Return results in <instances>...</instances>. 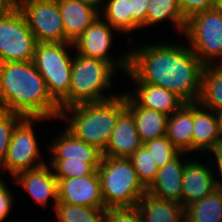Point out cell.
<instances>
[{"label": "cell", "mask_w": 222, "mask_h": 222, "mask_svg": "<svg viewBox=\"0 0 222 222\" xmlns=\"http://www.w3.org/2000/svg\"><path fill=\"white\" fill-rule=\"evenodd\" d=\"M154 42L128 48L127 77L133 83L163 87L185 103L198 102L205 65L186 43Z\"/></svg>", "instance_id": "obj_1"}, {"label": "cell", "mask_w": 222, "mask_h": 222, "mask_svg": "<svg viewBox=\"0 0 222 222\" xmlns=\"http://www.w3.org/2000/svg\"><path fill=\"white\" fill-rule=\"evenodd\" d=\"M0 109L27 118L56 120L61 113L32 61L0 63Z\"/></svg>", "instance_id": "obj_2"}, {"label": "cell", "mask_w": 222, "mask_h": 222, "mask_svg": "<svg viewBox=\"0 0 222 222\" xmlns=\"http://www.w3.org/2000/svg\"><path fill=\"white\" fill-rule=\"evenodd\" d=\"M126 109V93L102 102L76 104L61 110L59 119L76 138L102 153L107 147L119 115Z\"/></svg>", "instance_id": "obj_3"}, {"label": "cell", "mask_w": 222, "mask_h": 222, "mask_svg": "<svg viewBox=\"0 0 222 222\" xmlns=\"http://www.w3.org/2000/svg\"><path fill=\"white\" fill-rule=\"evenodd\" d=\"M97 172L106 208L136 207L147 192L129 158L102 156Z\"/></svg>", "instance_id": "obj_4"}, {"label": "cell", "mask_w": 222, "mask_h": 222, "mask_svg": "<svg viewBox=\"0 0 222 222\" xmlns=\"http://www.w3.org/2000/svg\"><path fill=\"white\" fill-rule=\"evenodd\" d=\"M117 70L108 62L74 53L71 85L69 89V107L92 102L110 100L120 93L106 95L105 90L112 86Z\"/></svg>", "instance_id": "obj_5"}, {"label": "cell", "mask_w": 222, "mask_h": 222, "mask_svg": "<svg viewBox=\"0 0 222 222\" xmlns=\"http://www.w3.org/2000/svg\"><path fill=\"white\" fill-rule=\"evenodd\" d=\"M73 49L71 42L37 43L32 60L45 80L50 95L60 105V110L69 107L73 63V56L69 52Z\"/></svg>", "instance_id": "obj_6"}, {"label": "cell", "mask_w": 222, "mask_h": 222, "mask_svg": "<svg viewBox=\"0 0 222 222\" xmlns=\"http://www.w3.org/2000/svg\"><path fill=\"white\" fill-rule=\"evenodd\" d=\"M184 35L205 66L222 63V9L218 5L187 19Z\"/></svg>", "instance_id": "obj_7"}, {"label": "cell", "mask_w": 222, "mask_h": 222, "mask_svg": "<svg viewBox=\"0 0 222 222\" xmlns=\"http://www.w3.org/2000/svg\"><path fill=\"white\" fill-rule=\"evenodd\" d=\"M45 120L49 119L24 117L14 128L7 155L3 161L4 171H7L12 178L22 171L35 169L46 164L42 161L37 133L34 130L35 123Z\"/></svg>", "instance_id": "obj_8"}, {"label": "cell", "mask_w": 222, "mask_h": 222, "mask_svg": "<svg viewBox=\"0 0 222 222\" xmlns=\"http://www.w3.org/2000/svg\"><path fill=\"white\" fill-rule=\"evenodd\" d=\"M37 41L17 8L0 19V63L31 62Z\"/></svg>", "instance_id": "obj_9"}, {"label": "cell", "mask_w": 222, "mask_h": 222, "mask_svg": "<svg viewBox=\"0 0 222 222\" xmlns=\"http://www.w3.org/2000/svg\"><path fill=\"white\" fill-rule=\"evenodd\" d=\"M37 43L69 42L65 38L58 0H18Z\"/></svg>", "instance_id": "obj_10"}, {"label": "cell", "mask_w": 222, "mask_h": 222, "mask_svg": "<svg viewBox=\"0 0 222 222\" xmlns=\"http://www.w3.org/2000/svg\"><path fill=\"white\" fill-rule=\"evenodd\" d=\"M115 30L101 16L83 32V34L73 42L76 53L92 57L110 63L117 71L120 69L125 74L129 69V51L112 57L111 47L114 43Z\"/></svg>", "instance_id": "obj_11"}, {"label": "cell", "mask_w": 222, "mask_h": 222, "mask_svg": "<svg viewBox=\"0 0 222 222\" xmlns=\"http://www.w3.org/2000/svg\"><path fill=\"white\" fill-rule=\"evenodd\" d=\"M58 202L85 207L106 208L97 170L92 175L57 179Z\"/></svg>", "instance_id": "obj_12"}, {"label": "cell", "mask_w": 222, "mask_h": 222, "mask_svg": "<svg viewBox=\"0 0 222 222\" xmlns=\"http://www.w3.org/2000/svg\"><path fill=\"white\" fill-rule=\"evenodd\" d=\"M195 157L192 156V159L184 166L182 179L183 208L199 201L218 188L214 179L215 172L211 169L212 165L209 164L210 166H208L207 164L209 159L205 162V159L198 161L195 160Z\"/></svg>", "instance_id": "obj_13"}, {"label": "cell", "mask_w": 222, "mask_h": 222, "mask_svg": "<svg viewBox=\"0 0 222 222\" xmlns=\"http://www.w3.org/2000/svg\"><path fill=\"white\" fill-rule=\"evenodd\" d=\"M13 179L15 184L20 185L42 207H47L48 201L53 199L52 207L55 209L58 203V181L48 163L22 171Z\"/></svg>", "instance_id": "obj_14"}, {"label": "cell", "mask_w": 222, "mask_h": 222, "mask_svg": "<svg viewBox=\"0 0 222 222\" xmlns=\"http://www.w3.org/2000/svg\"><path fill=\"white\" fill-rule=\"evenodd\" d=\"M193 121V155L195 154L197 159L199 157L202 159L201 155L206 152L209 154L222 144L219 118L212 109L205 108L199 102H194Z\"/></svg>", "instance_id": "obj_15"}, {"label": "cell", "mask_w": 222, "mask_h": 222, "mask_svg": "<svg viewBox=\"0 0 222 222\" xmlns=\"http://www.w3.org/2000/svg\"><path fill=\"white\" fill-rule=\"evenodd\" d=\"M142 145L134 117L125 109L118 117L102 156L130 158Z\"/></svg>", "instance_id": "obj_16"}, {"label": "cell", "mask_w": 222, "mask_h": 222, "mask_svg": "<svg viewBox=\"0 0 222 222\" xmlns=\"http://www.w3.org/2000/svg\"><path fill=\"white\" fill-rule=\"evenodd\" d=\"M187 153H180L171 162L158 169L155 181L147 189L156 197L172 200L182 205V179L185 164L191 159Z\"/></svg>", "instance_id": "obj_17"}, {"label": "cell", "mask_w": 222, "mask_h": 222, "mask_svg": "<svg viewBox=\"0 0 222 222\" xmlns=\"http://www.w3.org/2000/svg\"><path fill=\"white\" fill-rule=\"evenodd\" d=\"M49 150L50 160H82L86 163H100L102 152L95 146L76 138L66 128L53 137Z\"/></svg>", "instance_id": "obj_18"}, {"label": "cell", "mask_w": 222, "mask_h": 222, "mask_svg": "<svg viewBox=\"0 0 222 222\" xmlns=\"http://www.w3.org/2000/svg\"><path fill=\"white\" fill-rule=\"evenodd\" d=\"M134 92L124 91L138 106L170 116L185 102L175 93L149 83H134Z\"/></svg>", "instance_id": "obj_19"}, {"label": "cell", "mask_w": 222, "mask_h": 222, "mask_svg": "<svg viewBox=\"0 0 222 222\" xmlns=\"http://www.w3.org/2000/svg\"><path fill=\"white\" fill-rule=\"evenodd\" d=\"M65 38L73 43L100 16L82 0H58Z\"/></svg>", "instance_id": "obj_20"}, {"label": "cell", "mask_w": 222, "mask_h": 222, "mask_svg": "<svg viewBox=\"0 0 222 222\" xmlns=\"http://www.w3.org/2000/svg\"><path fill=\"white\" fill-rule=\"evenodd\" d=\"M193 124V103H184L168 117L166 127L165 136L181 153L188 155L193 154Z\"/></svg>", "instance_id": "obj_21"}, {"label": "cell", "mask_w": 222, "mask_h": 222, "mask_svg": "<svg viewBox=\"0 0 222 222\" xmlns=\"http://www.w3.org/2000/svg\"><path fill=\"white\" fill-rule=\"evenodd\" d=\"M136 207L142 222H185L184 208L180 203L148 192L139 199Z\"/></svg>", "instance_id": "obj_22"}, {"label": "cell", "mask_w": 222, "mask_h": 222, "mask_svg": "<svg viewBox=\"0 0 222 222\" xmlns=\"http://www.w3.org/2000/svg\"><path fill=\"white\" fill-rule=\"evenodd\" d=\"M126 109L133 115L143 143L166 135L169 116L165 113L138 106L127 94Z\"/></svg>", "instance_id": "obj_23"}, {"label": "cell", "mask_w": 222, "mask_h": 222, "mask_svg": "<svg viewBox=\"0 0 222 222\" xmlns=\"http://www.w3.org/2000/svg\"><path fill=\"white\" fill-rule=\"evenodd\" d=\"M169 19V20H168ZM170 21L180 34L186 29L187 19L183 15L178 0H149L146 11V28Z\"/></svg>", "instance_id": "obj_24"}, {"label": "cell", "mask_w": 222, "mask_h": 222, "mask_svg": "<svg viewBox=\"0 0 222 222\" xmlns=\"http://www.w3.org/2000/svg\"><path fill=\"white\" fill-rule=\"evenodd\" d=\"M198 102L216 113L222 111V63L205 66Z\"/></svg>", "instance_id": "obj_25"}, {"label": "cell", "mask_w": 222, "mask_h": 222, "mask_svg": "<svg viewBox=\"0 0 222 222\" xmlns=\"http://www.w3.org/2000/svg\"><path fill=\"white\" fill-rule=\"evenodd\" d=\"M185 222H222V189L184 208Z\"/></svg>", "instance_id": "obj_26"}, {"label": "cell", "mask_w": 222, "mask_h": 222, "mask_svg": "<svg viewBox=\"0 0 222 222\" xmlns=\"http://www.w3.org/2000/svg\"><path fill=\"white\" fill-rule=\"evenodd\" d=\"M99 14L119 33H132L130 0H108Z\"/></svg>", "instance_id": "obj_27"}, {"label": "cell", "mask_w": 222, "mask_h": 222, "mask_svg": "<svg viewBox=\"0 0 222 222\" xmlns=\"http://www.w3.org/2000/svg\"><path fill=\"white\" fill-rule=\"evenodd\" d=\"M105 209L58 202L54 211L56 222H103Z\"/></svg>", "instance_id": "obj_28"}, {"label": "cell", "mask_w": 222, "mask_h": 222, "mask_svg": "<svg viewBox=\"0 0 222 222\" xmlns=\"http://www.w3.org/2000/svg\"><path fill=\"white\" fill-rule=\"evenodd\" d=\"M50 166L56 179H68L92 175L100 163H86L82 160H51Z\"/></svg>", "instance_id": "obj_29"}, {"label": "cell", "mask_w": 222, "mask_h": 222, "mask_svg": "<svg viewBox=\"0 0 222 222\" xmlns=\"http://www.w3.org/2000/svg\"><path fill=\"white\" fill-rule=\"evenodd\" d=\"M142 185L148 189L155 181L158 166L148 149L142 145L130 158Z\"/></svg>", "instance_id": "obj_30"}, {"label": "cell", "mask_w": 222, "mask_h": 222, "mask_svg": "<svg viewBox=\"0 0 222 222\" xmlns=\"http://www.w3.org/2000/svg\"><path fill=\"white\" fill-rule=\"evenodd\" d=\"M143 145L150 152L158 168L171 162L181 153L166 136L146 141Z\"/></svg>", "instance_id": "obj_31"}, {"label": "cell", "mask_w": 222, "mask_h": 222, "mask_svg": "<svg viewBox=\"0 0 222 222\" xmlns=\"http://www.w3.org/2000/svg\"><path fill=\"white\" fill-rule=\"evenodd\" d=\"M23 118L17 113L0 109V160L6 158L12 132Z\"/></svg>", "instance_id": "obj_32"}, {"label": "cell", "mask_w": 222, "mask_h": 222, "mask_svg": "<svg viewBox=\"0 0 222 222\" xmlns=\"http://www.w3.org/2000/svg\"><path fill=\"white\" fill-rule=\"evenodd\" d=\"M103 222H142L137 207L106 208Z\"/></svg>", "instance_id": "obj_33"}, {"label": "cell", "mask_w": 222, "mask_h": 222, "mask_svg": "<svg viewBox=\"0 0 222 222\" xmlns=\"http://www.w3.org/2000/svg\"><path fill=\"white\" fill-rule=\"evenodd\" d=\"M179 7L186 19L196 13L211 9L218 5L216 0H178Z\"/></svg>", "instance_id": "obj_34"}, {"label": "cell", "mask_w": 222, "mask_h": 222, "mask_svg": "<svg viewBox=\"0 0 222 222\" xmlns=\"http://www.w3.org/2000/svg\"><path fill=\"white\" fill-rule=\"evenodd\" d=\"M149 0H130L132 33L146 28V11Z\"/></svg>", "instance_id": "obj_35"}, {"label": "cell", "mask_w": 222, "mask_h": 222, "mask_svg": "<svg viewBox=\"0 0 222 222\" xmlns=\"http://www.w3.org/2000/svg\"><path fill=\"white\" fill-rule=\"evenodd\" d=\"M13 198L8 184L5 181H0V222H5V218L9 217L11 207L15 202Z\"/></svg>", "instance_id": "obj_36"}, {"label": "cell", "mask_w": 222, "mask_h": 222, "mask_svg": "<svg viewBox=\"0 0 222 222\" xmlns=\"http://www.w3.org/2000/svg\"><path fill=\"white\" fill-rule=\"evenodd\" d=\"M208 155H210L212 157H209ZM202 157L203 158L207 157V158H209L210 161L212 159V161L214 162V164H212V166H213L212 168L215 172L217 170L216 174L218 173L217 175L214 174V176H215L214 179H215L217 187L222 188V144L219 147H217L215 150L211 151L210 154H206Z\"/></svg>", "instance_id": "obj_37"}, {"label": "cell", "mask_w": 222, "mask_h": 222, "mask_svg": "<svg viewBox=\"0 0 222 222\" xmlns=\"http://www.w3.org/2000/svg\"><path fill=\"white\" fill-rule=\"evenodd\" d=\"M18 8V0H0V19Z\"/></svg>", "instance_id": "obj_38"}, {"label": "cell", "mask_w": 222, "mask_h": 222, "mask_svg": "<svg viewBox=\"0 0 222 222\" xmlns=\"http://www.w3.org/2000/svg\"><path fill=\"white\" fill-rule=\"evenodd\" d=\"M84 3L93 7L99 13L103 10L108 0H82Z\"/></svg>", "instance_id": "obj_39"}, {"label": "cell", "mask_w": 222, "mask_h": 222, "mask_svg": "<svg viewBox=\"0 0 222 222\" xmlns=\"http://www.w3.org/2000/svg\"><path fill=\"white\" fill-rule=\"evenodd\" d=\"M217 114H218V118H219L220 134H221V139H222V111Z\"/></svg>", "instance_id": "obj_40"}, {"label": "cell", "mask_w": 222, "mask_h": 222, "mask_svg": "<svg viewBox=\"0 0 222 222\" xmlns=\"http://www.w3.org/2000/svg\"><path fill=\"white\" fill-rule=\"evenodd\" d=\"M2 171V172H1ZM5 172L4 171V168H3V161L0 160V176H2V173ZM3 178L0 177V181H5L4 179L2 180Z\"/></svg>", "instance_id": "obj_41"}, {"label": "cell", "mask_w": 222, "mask_h": 222, "mask_svg": "<svg viewBox=\"0 0 222 222\" xmlns=\"http://www.w3.org/2000/svg\"><path fill=\"white\" fill-rule=\"evenodd\" d=\"M32 220H33V219H31L30 221H28V219L25 220V221H23V220H22V221H21V220L18 221V220H17V221H15V222H43L42 220H40V221H39V220H36V221L33 220V221H32ZM10 222H14V221H10ZM44 222H50V221H44ZM54 222H56V220H55Z\"/></svg>", "instance_id": "obj_42"}, {"label": "cell", "mask_w": 222, "mask_h": 222, "mask_svg": "<svg viewBox=\"0 0 222 222\" xmlns=\"http://www.w3.org/2000/svg\"><path fill=\"white\" fill-rule=\"evenodd\" d=\"M218 6L222 9V0L218 1Z\"/></svg>", "instance_id": "obj_43"}]
</instances>
